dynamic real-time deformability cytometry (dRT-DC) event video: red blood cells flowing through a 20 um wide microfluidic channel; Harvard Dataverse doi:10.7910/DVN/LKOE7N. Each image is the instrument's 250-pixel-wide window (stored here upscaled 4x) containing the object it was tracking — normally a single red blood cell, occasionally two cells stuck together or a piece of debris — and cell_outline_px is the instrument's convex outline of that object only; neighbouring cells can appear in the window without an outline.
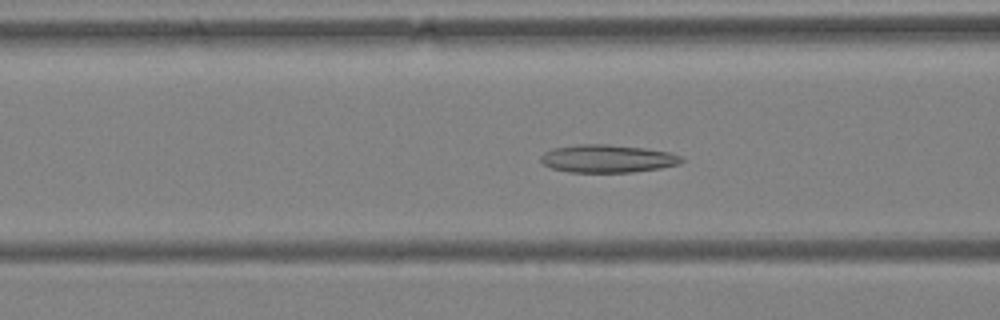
{"species": "Egyptian fruit bat (a non-hibernating species)", "species_latin": "Rousettus aegyptiacus", "temperature_condition": "warm", "stored_images_in_passage": 52, "camera_frame_rate_fps": 3000, "um_per_image_px": 0.085, "animal": {"sex": "female"}, "frame": {"image": 1, "passage_image": 22, "time_ms": 7.0, "image_size_px": [1000, 320], "cell_outline_px": [[684, 160], [680, 164], [660, 168], [632, 172], [568, 172], [552, 168], [544, 164], [540, 160], [540, 156], [544, 152], [552, 148], [580, 144], [608, 144], [644, 148], [668, 152], [680, 156]], "centroid_in_image_um": [51.61, 13.48], "position_along_channel_um": 115.0, "area_um2": 22.83}}
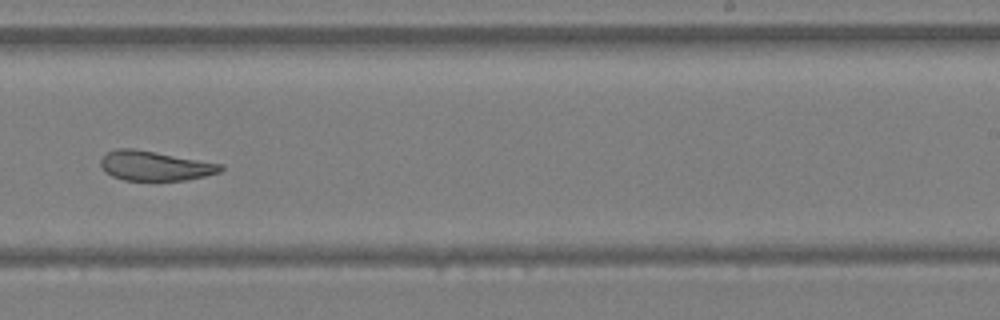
{"frame": {"image": 2, "passage_image": 34, "time_ms": 11.0, "image_size_px": [1000, 320], "cell_outline_px": [[224, 168], [220, 172], [204, 176], [184, 180], [124, 180], [112, 176], [100, 164], [100, 160], [108, 152], [116, 148], [132, 148], [224, 164]], "centroid_in_image_um": [13.19, 14.09], "position_along_channel_um": 275.8, "area_um2": 20.46}}
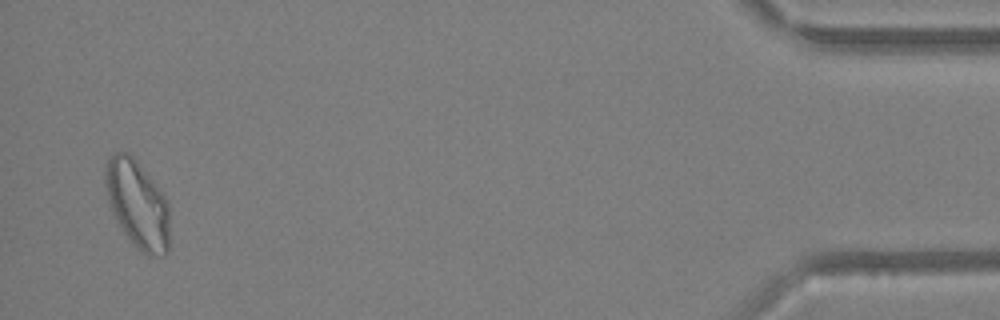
{"frame": {"image": 3, "passage_image": 51, "time_ms": 16.667, "image_size_px": [1000, 320], "cell_outline_px": [[168, 252], [164, 256], [148, 256], [136, 248], [124, 232], [112, 212], [108, 200], [104, 180], [104, 172], [108, 160], [116, 152], [128, 152], [136, 160], [156, 184], [164, 196], [168, 204]], "centroid_in_image_um": [11.68, 17.37], "position_along_channel_um": 423.5, "area_um2": 32.66}, "authors_computed_cell_mechanics": {"area_um2": 25.7499, "velocity_mm_per_s": 4.0283, "shape_relaxation_time_tau1_ms": null, "shape_relaxation_time_tau2_ms": 3.772, "deformation_change_tau1": null, "deformation_change_tau2": 0.1274}}